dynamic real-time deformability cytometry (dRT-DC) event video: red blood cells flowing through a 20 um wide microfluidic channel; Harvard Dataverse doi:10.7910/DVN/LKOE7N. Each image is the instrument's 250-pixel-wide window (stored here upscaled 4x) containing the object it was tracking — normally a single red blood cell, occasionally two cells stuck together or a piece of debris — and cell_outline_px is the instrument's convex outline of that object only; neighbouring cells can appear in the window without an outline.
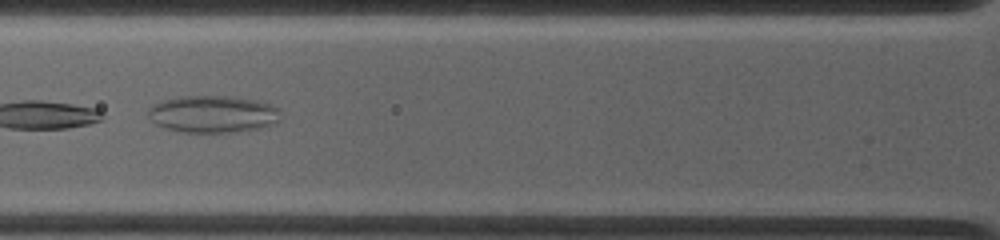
{"species": "common noctule bat (a hibernating species)", "species_latin": "Nyctalus noctula", "temperature_condition": "warm", "stored_images_in_passage": 10, "camera_frame_rate_fps": 4500, "um_per_image_px": 0.085, "animal": {"sex": "female", "body_mass_g": 19.0, "forearm_length_mm": 53.3}, "frame": {"image": 1, "passage_image": 4, "time_ms": 1.111, "image_size_px": [1000, 240], "cell_outline_px": [[280, 120], [276, 124], [260, 128], [236, 132], [184, 132], [164, 128], [156, 124], [148, 116], [148, 108], [152, 104], [164, 100], [180, 96], [228, 96], [256, 100], [280, 108]], "centroid_in_image_um": [18.11, 9.7], "position_along_channel_um": 107.7, "area_um2": 28.84}}